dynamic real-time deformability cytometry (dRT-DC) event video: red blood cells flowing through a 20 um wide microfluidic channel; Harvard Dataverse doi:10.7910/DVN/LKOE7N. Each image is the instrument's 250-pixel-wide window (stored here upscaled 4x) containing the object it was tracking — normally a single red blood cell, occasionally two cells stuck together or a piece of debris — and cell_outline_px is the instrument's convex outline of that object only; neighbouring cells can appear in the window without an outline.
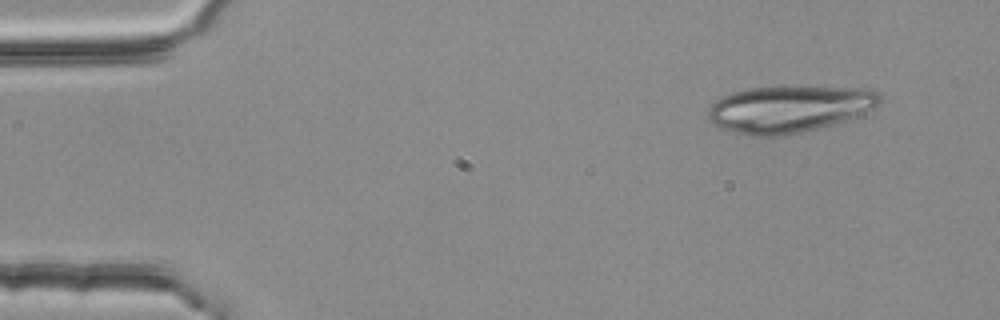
{"species": "common noctule bat (a hibernating species)", "species_latin": "Nyctalus noctula", "temperature_condition": "room temperature", "stored_images_in_passage": 3, "camera_frame_rate_fps": 3000, "um_per_image_px": 0.085, "animal": {"sex": "female", "body_mass_g": 25.1}, "frame": {"image": 1, "passage_image": 1, "time_ms": 0.0, "image_size_px": [1000, 320], "cell_outline_px": [[880, 104], [856, 116], [832, 124], [784, 136], [752, 136], [736, 132], [712, 124], [708, 116], [708, 112], [712, 104], [716, 100], [732, 92], [748, 88], [804, 84], [872, 88], [880, 92]], "centroid_in_image_um": [67.14, 9.2], "position_along_channel_um": 17.9, "area_um2": 47.74}}